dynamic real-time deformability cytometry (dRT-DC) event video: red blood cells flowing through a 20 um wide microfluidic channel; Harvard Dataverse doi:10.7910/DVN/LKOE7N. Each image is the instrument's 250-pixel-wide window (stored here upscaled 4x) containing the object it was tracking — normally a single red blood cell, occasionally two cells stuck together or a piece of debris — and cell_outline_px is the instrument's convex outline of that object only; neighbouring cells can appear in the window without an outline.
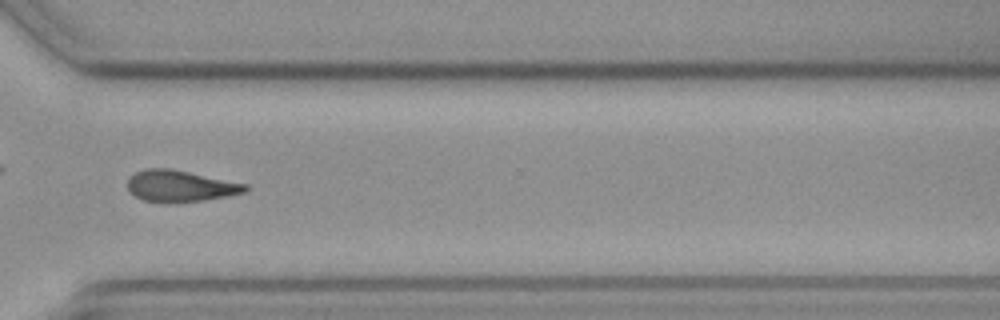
{"species": "common noctule bat (a hibernating species)", "species_latin": "Nyctalus noctula", "temperature_condition": "cold", "stored_images_in_passage": 43, "camera_frame_rate_fps": 3000, "um_per_image_px": 0.085, "animal": {"sex": "female", "body_mass_g": 19.3, "forearm_length_mm": 54.1}, "frame": {"image": 1, "passage_image": 31, "time_ms": 10.0, "image_size_px": [1000, 320], "cell_outline_px": [[248, 192], [228, 196], [204, 200], [176, 204], [168, 204], [144, 200], [136, 196], [128, 188], [128, 180], [136, 172], [144, 168], [168, 168], [248, 184]], "centroid_in_image_um": [15.35, 15.84], "position_along_channel_um": 355.2, "area_um2": 21.73}, "authors_computed_cell_mechanics": {"area_um2": 21.8484, "velocity_mm_per_s": 3.7179, "shape_relaxation_time_tau1_ms": 4.0649, "shape_relaxation_time_tau2_ms": null, "deformation_change_tau1": 0.1427, "deformation_change_tau2": null}}